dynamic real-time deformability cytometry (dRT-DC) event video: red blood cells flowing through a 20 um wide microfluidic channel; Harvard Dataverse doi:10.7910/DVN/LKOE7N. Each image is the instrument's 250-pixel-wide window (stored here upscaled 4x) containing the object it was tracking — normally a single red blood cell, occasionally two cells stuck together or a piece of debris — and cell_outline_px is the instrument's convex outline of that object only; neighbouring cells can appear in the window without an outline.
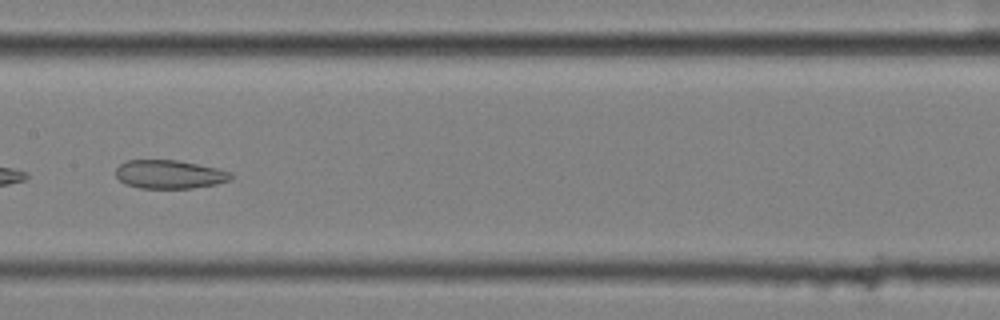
{"species": "common noctule bat (a hibernating species)", "species_latin": "Nyctalus noctula", "temperature_condition": "cold", "stored_images_in_passage": 8, "camera_frame_rate_fps": 3000, "um_per_image_px": 0.085, "animal": {"sex": "female", "body_mass_g": 25.1}, "frame": {"image": 1, "passage_image": 7, "time_ms": 2.0, "image_size_px": [1000, 320], "cell_outline_px": [[232, 180], [216, 184], [192, 188], [140, 188], [124, 184], [116, 176], [116, 168], [120, 164], [128, 160], [176, 160], [220, 168], [232, 172]], "centroid_in_image_um": [14.43, 14.82], "position_along_channel_um": 193.0, "area_um2": 19.31}}
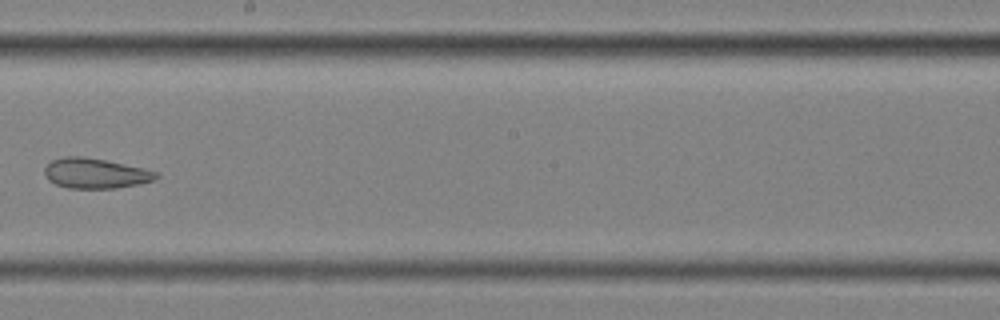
{"frame": {"image": 2, "passage_image": 8, "time_ms": 2.333, "image_size_px": [1000, 320], "cell_outline_px": [[160, 176], [152, 180], [140, 184], [116, 188], [68, 188], [56, 184], [48, 180], [44, 172], [44, 168], [52, 160], [64, 156], [84, 156], [144, 168], [156, 172]], "centroid_in_image_um": [8.09, 14.73], "position_along_channel_um": 240.1, "area_um2": 19.54}}